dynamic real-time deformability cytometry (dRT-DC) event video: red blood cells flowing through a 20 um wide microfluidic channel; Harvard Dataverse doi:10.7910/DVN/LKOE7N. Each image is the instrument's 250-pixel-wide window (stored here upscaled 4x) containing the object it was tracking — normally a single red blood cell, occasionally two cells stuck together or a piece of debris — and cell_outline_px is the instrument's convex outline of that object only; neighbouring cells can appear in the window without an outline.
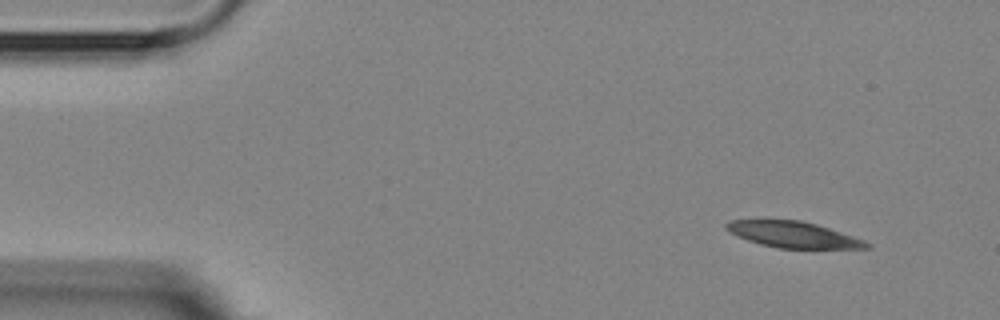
{"species": "Egyptian fruit bat (a non-hibernating species)", "species_latin": "Rousettus aegyptiacus", "temperature_condition": "room temperature", "stored_images_in_passage": 5, "camera_frame_rate_fps": 3000, "um_per_image_px": 0.085, "animal": {"sex": "female"}, "frame": {"image": 1, "passage_image": 1, "time_ms": 0.0, "image_size_px": [1000, 320], "cell_outline_px": [[872, 248], [776, 248], [760, 244], [748, 240], [724, 228], [724, 224], [728, 220], [800, 220], [816, 224], [864, 240], [872, 244]], "centroid_in_image_um": [67.43, 19.94], "position_along_channel_um": 17.6, "area_um2": 21.04}}
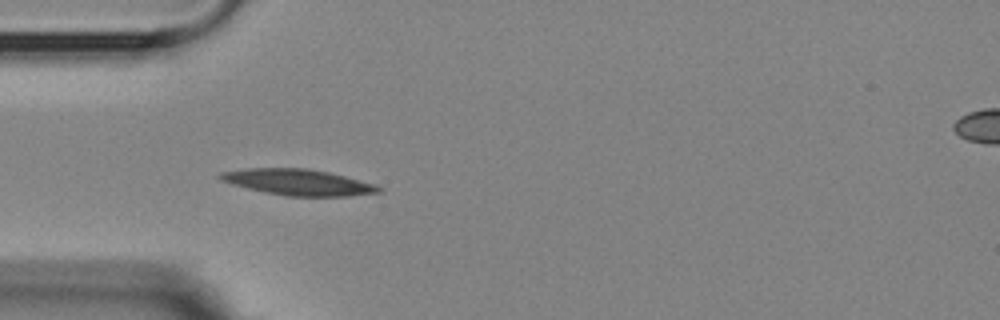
{"frame": {"image": 2, "passage_image": 4, "time_ms": 3.667, "image_size_px": [1000, 320], "cell_outline_px": [[384, 188], [380, 192], [348, 196], [284, 196], [264, 192], [232, 184], [220, 180], [216, 176], [220, 172], [244, 168], [308, 168], [328, 172], [376, 184]], "centroid_in_image_um": [25.32, 15.48], "position_along_channel_um": 59.7, "area_um2": 24.16}}
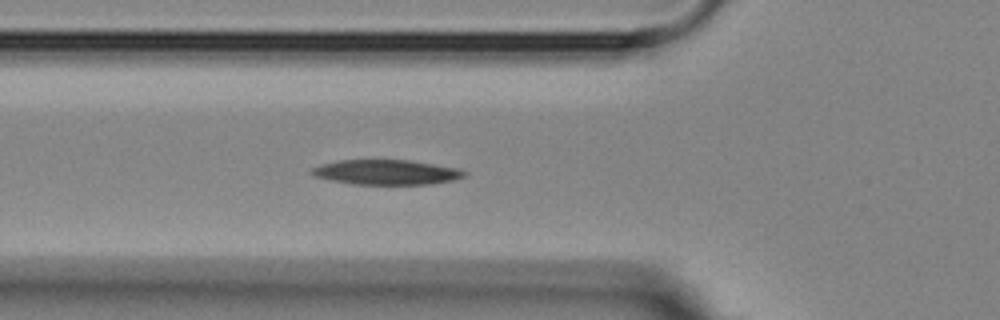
{"frame": {"image": 3, "passage_image": 5, "time_ms": 4.667, "image_size_px": [1000, 320], "cell_outline_px": [[468, 172], [464, 176], [456, 180], [432, 184], [352, 184], [312, 176], [308, 172], [312, 168], [320, 164], [340, 160], [408, 160], [460, 168]], "centroid_in_image_um": [32.85, 14.64], "position_along_channel_um": 93.0, "area_um2": 22.31}}